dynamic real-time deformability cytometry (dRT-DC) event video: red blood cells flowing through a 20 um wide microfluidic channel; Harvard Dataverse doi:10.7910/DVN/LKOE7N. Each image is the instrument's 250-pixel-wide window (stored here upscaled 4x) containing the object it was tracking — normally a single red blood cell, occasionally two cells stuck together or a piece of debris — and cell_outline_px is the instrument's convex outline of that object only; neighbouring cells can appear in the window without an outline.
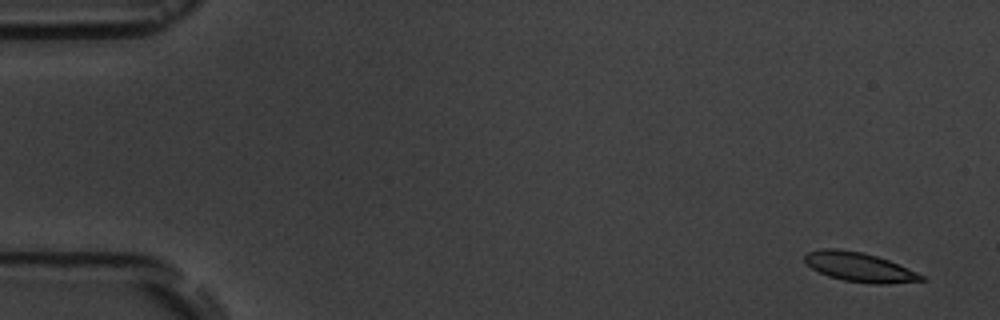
{"species": "common noctule bat (a hibernating species)", "species_latin": "Nyctalus noctula", "temperature_condition": "room temperature", "stored_images_in_passage": 5, "camera_frame_rate_fps": 3000, "um_per_image_px": 0.085, "animal": {"sex": "male", "body_mass_g": 19.5, "forearm_length_mm": 54.6}, "frame": {"image": 1, "passage_image": 1, "time_ms": 0.0, "image_size_px": [1000, 320], "cell_outline_px": [[928, 280], [888, 284], [876, 284], [844, 280], [828, 276], [812, 268], [804, 260], [804, 256], [808, 252], [820, 248], [836, 248], [864, 252], [888, 260], [916, 272], [924, 276]], "centroid_in_image_um": [73.05, 22.69], "position_along_channel_um": 12.0, "area_um2": 19.83}}
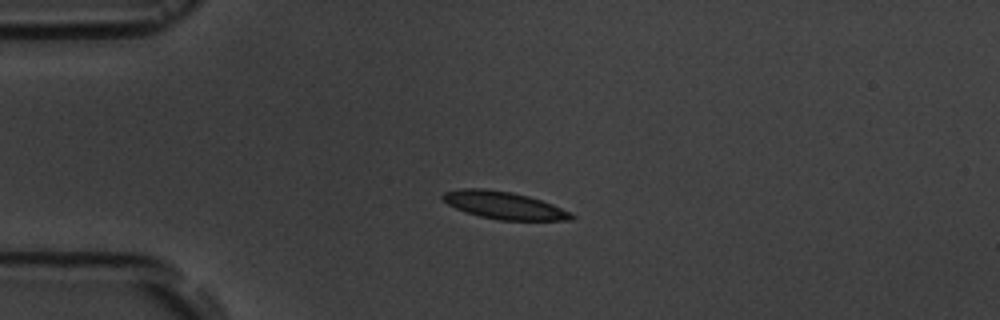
{"frame": {"image": 2, "passage_image": 4, "time_ms": 3.667, "image_size_px": [1000, 320], "cell_outline_px": [[576, 216], [572, 220], [500, 220], [480, 216], [464, 212], [448, 204], [440, 196], [444, 192], [460, 188], [484, 188], [512, 192], [528, 196], [552, 204]], "centroid_in_image_um": [42.79, 17.44], "position_along_channel_um": 42.2, "area_um2": 20.46}}